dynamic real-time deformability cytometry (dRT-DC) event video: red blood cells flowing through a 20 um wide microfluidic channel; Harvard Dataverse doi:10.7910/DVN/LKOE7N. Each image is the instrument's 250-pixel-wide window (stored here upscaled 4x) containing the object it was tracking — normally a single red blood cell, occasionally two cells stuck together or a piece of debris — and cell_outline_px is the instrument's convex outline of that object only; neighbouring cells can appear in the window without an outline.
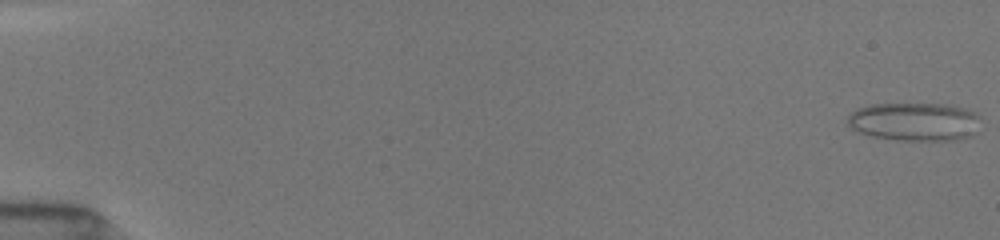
{"species": "common noctule bat (a hibernating species)", "species_latin": "Nyctalus noctula", "temperature_condition": "room temperature", "stored_images_in_passage": 38, "camera_frame_rate_fps": 3000, "um_per_image_px": 0.085, "animal": {"sex": "female", "body_mass_g": 19.5, "forearm_length_mm": 54.1}, "frame": {"image": 1, "passage_image": 1, "time_ms": 0.0, "image_size_px": [1000, 240], "cell_outline_px": [[976, 116], [972, 132], [968, 136], [952, 140], [896, 140], [872, 136], [860, 132], [852, 128], [848, 124], [848, 116], [852, 112], [860, 108], [876, 104], [940, 104], [960, 108], [972, 112]], "centroid_in_image_um": [77.62, 10.35], "position_along_channel_um": 7.4, "area_um2": 28.61}}
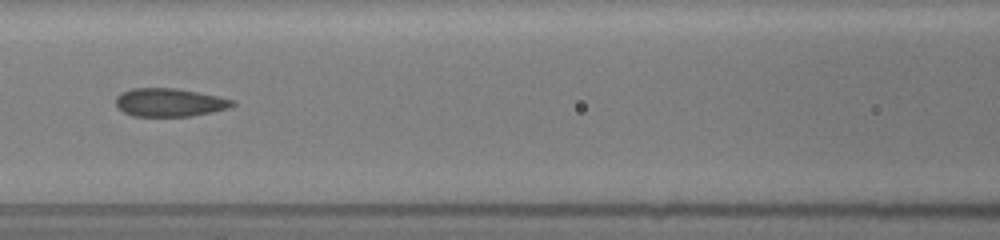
{"frame": {"image": 2, "passage_image": 19, "time_ms": 8.0, "image_size_px": [1000, 240], "cell_outline_px": [[236, 104], [228, 108], [188, 116], [132, 116], [124, 112], [116, 104], [116, 96], [132, 88], [176, 88], [216, 96], [232, 100]], "centroid_in_image_um": [14.37, 8.7], "position_along_channel_um": 152.2, "area_um2": 18.79}}
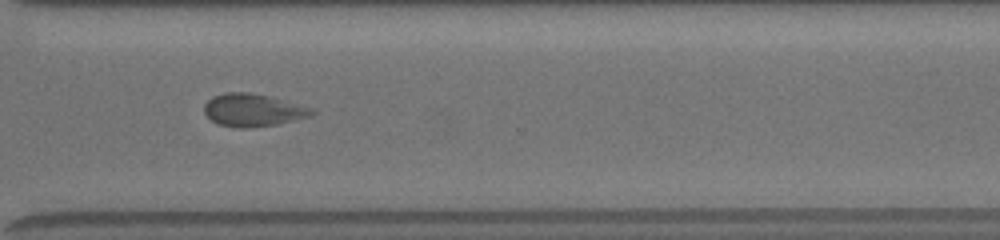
{"frame": {"image": 3, "passage_image": 37, "time_ms": 13.0, "image_size_px": [1000, 240], "cell_outline_px": [[316, 112], [312, 116], [276, 124], [244, 128], [240, 128], [220, 124], [212, 120], [204, 112], [204, 104], [212, 96], [224, 92], [252, 92], [272, 96], [312, 108]], "centroid_in_image_um": [21.51, 9.33], "position_along_channel_um": 349.1, "area_um2": 20.52}}